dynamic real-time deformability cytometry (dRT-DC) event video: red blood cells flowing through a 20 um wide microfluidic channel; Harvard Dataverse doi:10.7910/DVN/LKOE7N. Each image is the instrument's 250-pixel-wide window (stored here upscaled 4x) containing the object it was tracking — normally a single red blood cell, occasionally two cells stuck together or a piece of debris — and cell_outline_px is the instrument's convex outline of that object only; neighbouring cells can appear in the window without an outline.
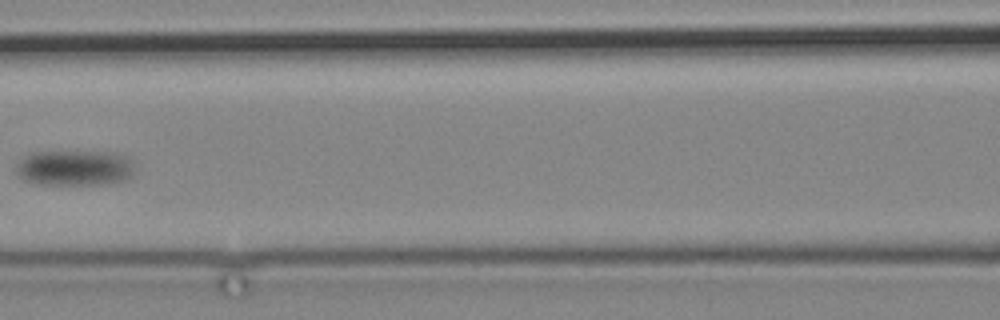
{"species": "common noctule bat (a hibernating species)", "species_latin": "Nyctalus noctula", "temperature_condition": "cold", "stored_images_in_passage": 16, "camera_frame_rate_fps": 3000, "um_per_image_px": 0.085, "animal": {"sex": "male", "body_mass_g": 19.2, "forearm_length_mm": 51.8}, "frame": {"image": 1, "passage_image": 14, "time_ms": 16.333, "image_size_px": [1000, 320], "cell_outline_px": [[132, 176], [124, 180], [112, 184], [36, 184], [24, 180], [16, 172], [16, 168], [32, 152], [112, 152], [128, 156], [132, 168]], "centroid_in_image_um": [6.39, 14.28], "position_along_channel_um": 160.2, "area_um2": 24.22}}
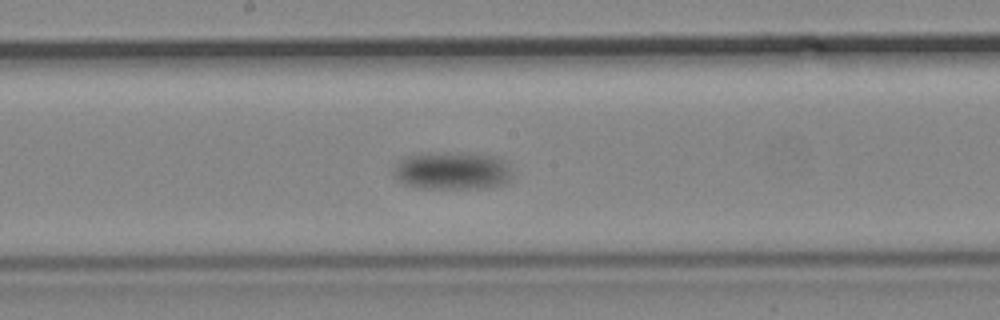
{"frame": {"image": 2, "passage_image": 16, "time_ms": 18.333, "image_size_px": [1000, 320], "cell_outline_px": [[512, 180], [504, 184], [488, 188], [424, 188], [404, 184], [396, 176], [396, 164], [400, 160], [408, 156], [500, 156], [508, 164], [512, 172]], "centroid_in_image_um": [38.57, 14.6], "position_along_channel_um": 209.6, "area_um2": 24.62}}